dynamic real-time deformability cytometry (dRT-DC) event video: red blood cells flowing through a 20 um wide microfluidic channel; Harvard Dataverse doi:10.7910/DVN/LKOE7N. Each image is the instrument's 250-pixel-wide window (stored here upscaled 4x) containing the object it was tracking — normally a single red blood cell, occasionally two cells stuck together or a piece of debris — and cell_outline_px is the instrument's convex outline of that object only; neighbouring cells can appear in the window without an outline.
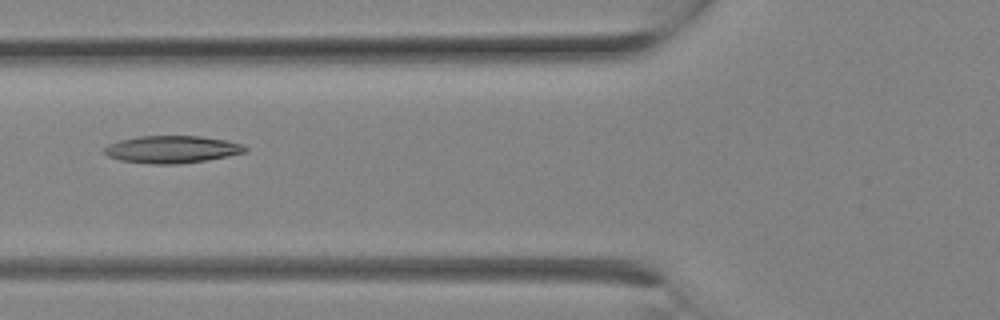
{"species": "Egyptian fruit bat (a non-hibernating species)", "species_latin": "Rousettus aegyptiacus", "temperature_condition": "room temperature", "stored_images_in_passage": 11, "camera_frame_rate_fps": 3000, "um_per_image_px": 0.085, "animal": {"sex": "female"}, "frame": {"image": 1, "passage_image": 10, "time_ms": 3.0, "image_size_px": [1000, 320], "cell_outline_px": [[248, 148], [244, 152], [204, 160], [176, 164], [152, 164], [120, 160], [108, 156], [104, 152], [104, 148], [108, 144], [120, 140], [140, 136], [200, 136], [224, 140], [244, 144]], "centroid_in_image_um": [14.58, 12.69], "position_along_channel_um": 111.2, "area_um2": 22.14}}